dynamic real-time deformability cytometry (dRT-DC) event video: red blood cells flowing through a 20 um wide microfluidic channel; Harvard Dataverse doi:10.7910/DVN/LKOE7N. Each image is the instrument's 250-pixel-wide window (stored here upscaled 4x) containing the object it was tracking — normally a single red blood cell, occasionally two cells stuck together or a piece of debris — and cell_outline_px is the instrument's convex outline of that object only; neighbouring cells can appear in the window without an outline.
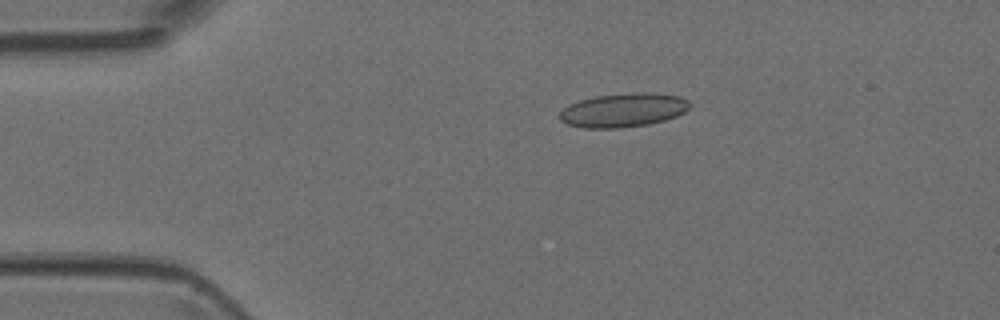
{"species": "Egyptian fruit bat (a non-hibernating species)", "species_latin": "Rousettus aegyptiacus", "temperature_condition": "room temperature", "stored_images_in_passage": 2, "camera_frame_rate_fps": 3000, "um_per_image_px": 0.085, "animal": {"sex": "female"}, "frame": {"image": 1, "passage_image": 1, "time_ms": 0.0, "image_size_px": [1000, 320], "cell_outline_px": [[688, 108], [684, 112], [676, 116], [664, 120], [648, 124], [620, 128], [584, 128], [568, 124], [560, 120], [560, 112], [568, 104], [580, 100], [596, 96], [632, 92], [652, 92], [680, 96], [688, 100]], "centroid_in_image_um": [52.97, 9.35], "position_along_channel_um": 32.0, "area_um2": 25.66}}